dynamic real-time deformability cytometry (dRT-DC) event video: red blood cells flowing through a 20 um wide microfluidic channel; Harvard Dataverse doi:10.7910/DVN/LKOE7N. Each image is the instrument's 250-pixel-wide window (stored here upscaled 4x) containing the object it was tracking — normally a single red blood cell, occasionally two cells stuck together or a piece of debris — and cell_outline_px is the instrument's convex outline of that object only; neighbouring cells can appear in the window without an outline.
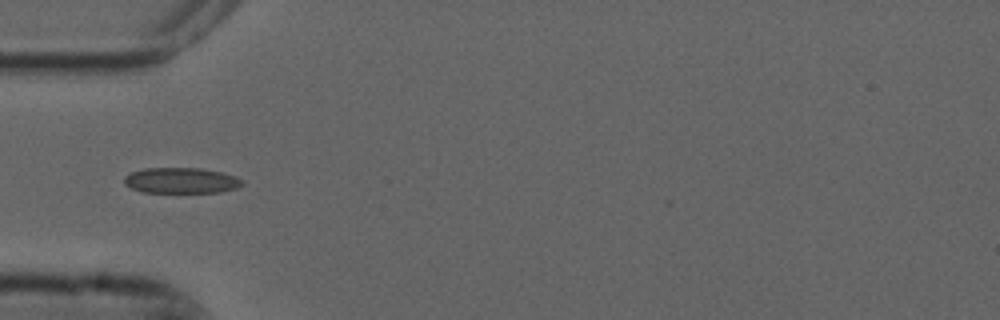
{"species": "common noctule bat (a hibernating species)", "species_latin": "Nyctalus noctula", "temperature_condition": "cold", "stored_images_in_passage": 1, "camera_frame_rate_fps": 3000, "um_per_image_px": 0.085, "animal": {"sex": "male", "forearm_length_mm": 52.5}, "frame": {"image": 1, "passage_image": 1, "time_ms": 0.0, "image_size_px": [1000, 320], "cell_outline_px": [[244, 184], [236, 188], [220, 192], [140, 192], [124, 184], [124, 176], [132, 172], [144, 168], [200, 168], [220, 172], [236, 176], [244, 180]], "centroid_in_image_um": [15.4, 15.34], "position_along_channel_um": 69.6, "area_um2": 17.69}}